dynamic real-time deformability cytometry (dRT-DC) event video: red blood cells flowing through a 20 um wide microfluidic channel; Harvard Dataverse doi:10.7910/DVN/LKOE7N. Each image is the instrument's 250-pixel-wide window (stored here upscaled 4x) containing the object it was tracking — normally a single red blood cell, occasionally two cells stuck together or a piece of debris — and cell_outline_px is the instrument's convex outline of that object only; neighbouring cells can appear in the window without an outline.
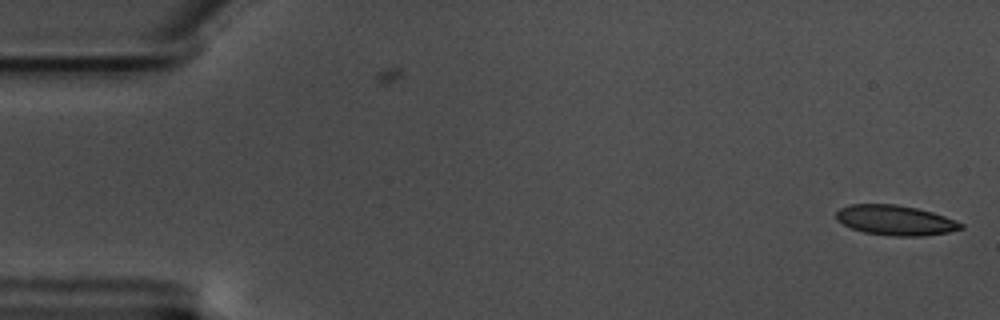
{"species": "common noctule bat (a hibernating species)", "species_latin": "Nyctalus noctula", "temperature_condition": "warm", "stored_images_in_passage": 58, "camera_frame_rate_fps": 3000, "um_per_image_px": 0.085, "animal": {"sex": "male", "body_mass_g": 17.5, "forearm_length_mm": 52.3}, "frame": {"image": 1, "passage_image": 1, "time_ms": 0.0, "image_size_px": [1000, 320], "cell_outline_px": [[964, 228], [948, 232], [924, 236], [896, 236], [864, 232], [852, 228], [836, 220], [836, 212], [840, 208], [848, 204], [896, 204], [916, 208], [932, 212], [956, 220], [964, 224]], "centroid_in_image_um": [76.11, 18.71], "position_along_channel_um": 8.9, "area_um2": 21.79}}
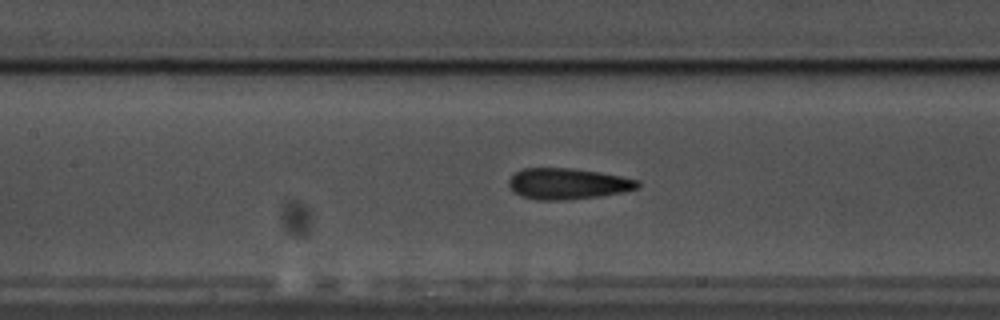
{"frame": {"image": 2, "passage_image": 26, "time_ms": 8.333, "image_size_px": [1000, 320], "cell_outline_px": [[640, 184], [636, 188], [620, 192], [596, 196], [564, 200], [536, 200], [520, 196], [512, 192], [508, 184], [508, 180], [516, 172], [524, 168], [572, 168], [600, 172], [640, 180]], "centroid_in_image_um": [48.2, 15.61], "position_along_channel_um": 159.2, "area_um2": 23.24}}
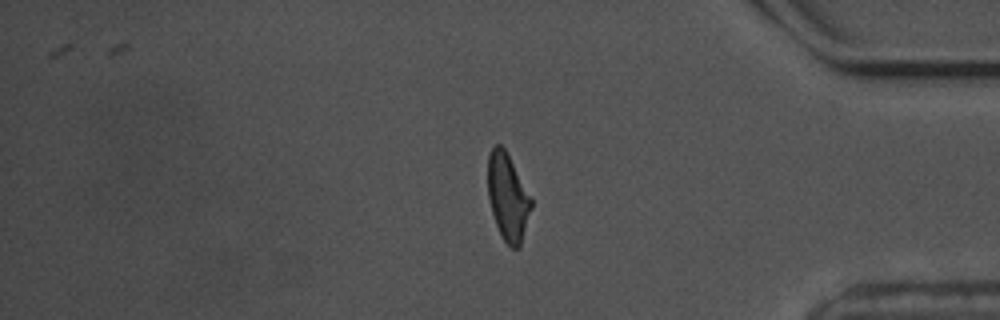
{"frame": {"image": 3, "passage_image": 48, "time_ms": 15.667, "image_size_px": [1000, 320], "cell_outline_px": [[532, 208], [520, 248], [512, 248], [504, 240], [496, 224], [492, 212], [488, 196], [488, 156], [492, 148], [496, 144], [500, 144], [504, 148], [532, 200]], "centroid_in_image_um": [43.16, 16.78], "position_along_channel_um": 392.0, "area_um2": 21.62}, "authors_computed_cell_mechanics": {"area_um2": 22.6576, "velocity_mm_per_s": 3.5177, "shape_relaxation_time_tau1_ms": 7.6201, "shape_relaxation_time_tau2_ms": 1.9162, "deformation_change_tau1": 0.1989, "deformation_change_tau2": 0.0966}}